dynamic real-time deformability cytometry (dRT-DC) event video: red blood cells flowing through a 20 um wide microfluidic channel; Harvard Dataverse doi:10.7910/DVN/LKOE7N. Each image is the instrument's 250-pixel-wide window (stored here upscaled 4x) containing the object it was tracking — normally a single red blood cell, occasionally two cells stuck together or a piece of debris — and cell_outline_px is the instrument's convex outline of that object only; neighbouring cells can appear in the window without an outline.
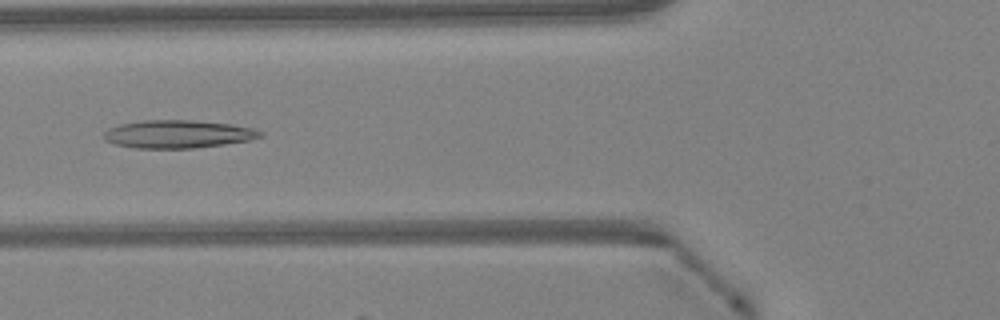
{"species": "Egyptian fruit bat (a non-hibernating species)", "species_latin": "Rousettus aegyptiacus", "temperature_condition": "warm", "stored_images_in_passage": 38, "camera_frame_rate_fps": 3000, "um_per_image_px": 0.085, "animal": {"sex": "female"}, "frame": {"image": 1, "passage_image": 9, "time_ms": 2.667, "image_size_px": [1000, 320], "cell_outline_px": [[264, 136], [252, 140], [196, 148], [136, 148], [112, 144], [104, 140], [104, 132], [108, 128], [120, 124], [144, 120], [192, 120], [232, 124], [252, 128], [264, 132]], "centroid_in_image_um": [15.14, 11.4], "position_along_channel_um": 110.7, "area_um2": 25.72}}
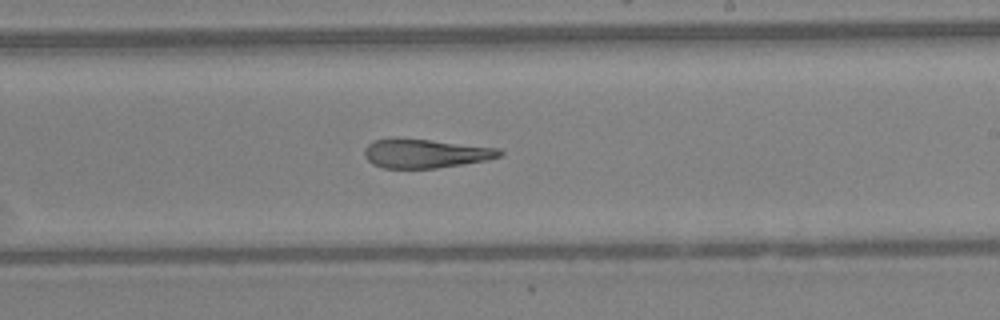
{"frame": {"image": 2, "passage_image": 19, "time_ms": 6.0, "image_size_px": [1000, 320], "cell_outline_px": [[504, 152], [500, 156], [488, 160], [436, 168], [384, 168], [372, 164], [364, 156], [364, 148], [368, 144], [376, 140], [396, 136], [432, 140], [500, 148]], "centroid_in_image_um": [36.13, 13.02], "position_along_channel_um": 252.9, "area_um2": 23.18}}
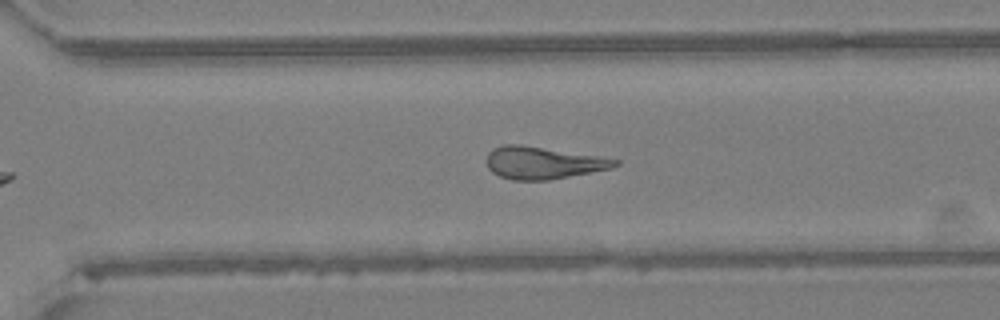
{"frame": {"image": 3, "passage_image": 24, "time_ms": 7.667, "image_size_px": [1000, 320], "cell_outline_px": [[620, 164], [612, 168], [548, 180], [512, 180], [500, 176], [492, 172], [488, 168], [484, 160], [488, 152], [492, 148], [504, 144], [520, 144], [600, 156], [620, 160]], "centroid_in_image_um": [46.11, 13.83], "position_along_channel_um": 324.5, "area_um2": 24.33}, "authors_computed_cell_mechanics": {"area_um2": 24.5072, "velocity_mm_per_s": 4.2945, "shape_relaxation_time_tau1_ms": null, "shape_relaxation_time_tau2_ms": 2.8907, "deformation_change_tau1": null, "deformation_change_tau2": 0.1578}}